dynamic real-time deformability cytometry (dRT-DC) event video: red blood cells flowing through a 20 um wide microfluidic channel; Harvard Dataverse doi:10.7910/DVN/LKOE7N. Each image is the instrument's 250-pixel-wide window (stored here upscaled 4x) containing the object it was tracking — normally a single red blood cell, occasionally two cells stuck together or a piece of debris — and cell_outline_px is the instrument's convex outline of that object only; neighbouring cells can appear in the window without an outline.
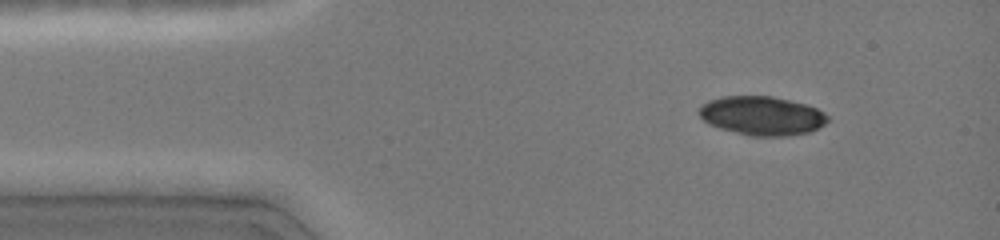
{"species": "common noctule bat (a hibernating species)", "species_latin": "Nyctalus noctula", "temperature_condition": "cold", "stored_images_in_passage": 6, "camera_frame_rate_fps": 3000, "um_per_image_px": 0.085, "animal": {"sex": "female", "body_mass_g": 19.0, "forearm_length_mm": 51.5}, "frame": {"image": 1, "passage_image": 1, "time_ms": 0.0, "image_size_px": [1000, 240], "cell_outline_px": [[828, 120], [820, 128], [808, 132], [788, 136], [748, 136], [720, 128], [708, 124], [700, 116], [700, 108], [708, 100], [724, 96], [772, 96], [804, 104], [816, 108], [824, 112], [828, 116]], "centroid_in_image_um": [64.77, 9.85], "position_along_channel_um": 20.2, "area_um2": 29.07}}